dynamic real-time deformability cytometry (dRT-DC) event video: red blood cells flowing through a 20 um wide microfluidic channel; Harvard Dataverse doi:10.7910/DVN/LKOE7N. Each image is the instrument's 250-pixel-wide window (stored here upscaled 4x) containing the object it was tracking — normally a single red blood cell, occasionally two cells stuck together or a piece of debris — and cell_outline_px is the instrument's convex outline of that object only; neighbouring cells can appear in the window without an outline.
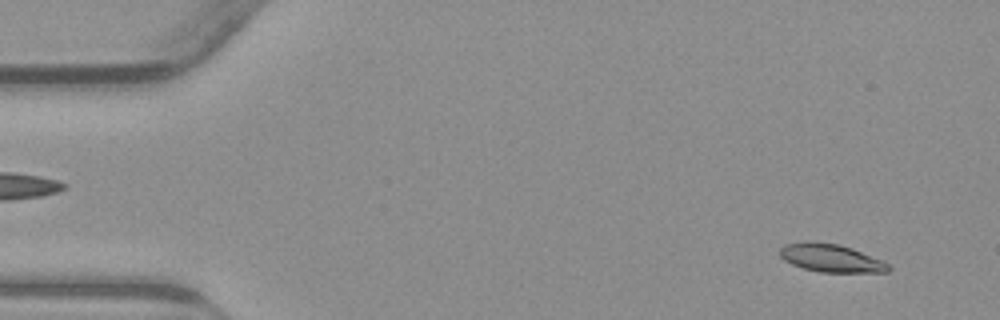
{"species": "common noctule bat (a hibernating species)", "species_latin": "Nyctalus noctula", "temperature_condition": "warm", "stored_images_in_passage": 54, "camera_frame_rate_fps": 3000, "um_per_image_px": 0.085, "animal": {"sex": "male", "body_mass_g": 23.1, "forearm_length_mm": 52.7}, "frame": {"image": 1, "passage_image": 4, "time_ms": 1.0, "image_size_px": [1000, 320], "cell_outline_px": [[892, 268], [888, 272], [820, 272], [804, 268], [792, 264], [784, 260], [780, 256], [780, 248], [784, 244], [804, 240], [808, 240], [840, 244], [852, 248], [884, 260]], "centroid_in_image_um": [70.63, 21.91], "position_along_channel_um": 14.4, "area_um2": 18.03}}
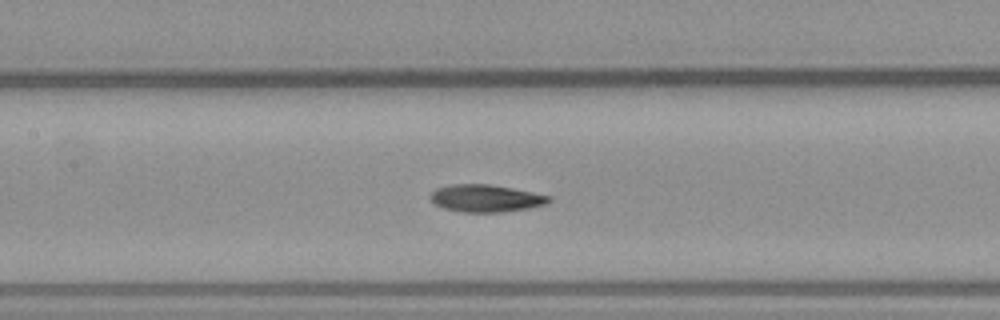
{"frame": {"image": 2, "passage_image": 25, "time_ms": 8.0, "image_size_px": [1000, 320], "cell_outline_px": [[552, 200], [548, 204], [528, 208], [504, 212], [464, 212], [444, 208], [436, 204], [428, 196], [436, 188], [452, 184], [492, 184], [552, 196]], "centroid_in_image_um": [41.33, 16.85], "position_along_channel_um": 166.1, "area_um2": 18.96}}
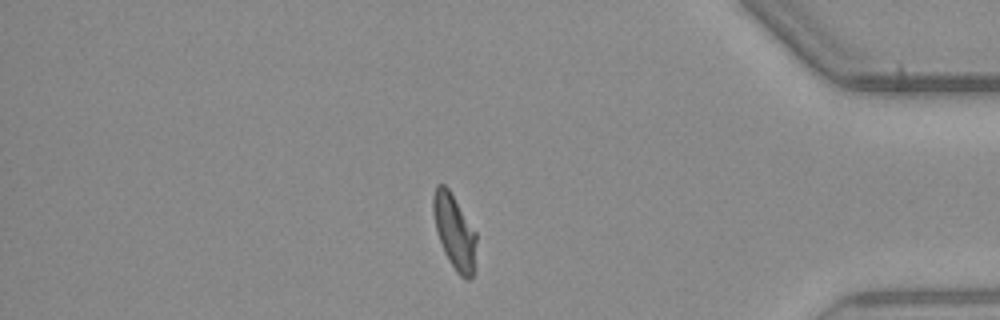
{"frame": {"image": 3, "passage_image": 46, "time_ms": 15.0, "image_size_px": [1000, 320], "cell_outline_px": [[476, 240], [472, 276], [468, 280], [464, 280], [456, 272], [448, 260], [444, 252], [436, 228], [432, 212], [432, 196], [436, 184], [444, 184], [448, 188], [476, 232]], "centroid_in_image_um": [38.6, 19.68], "position_along_channel_um": 396.6, "area_um2": 18.55}, "authors_computed_cell_mechanics": {"area_um2": 18.6694, "velocity_mm_per_s": 3.8051, "shape_relaxation_time_tau1_ms": 4.9854, "shape_relaxation_time_tau2_ms": 2.3839, "deformation_change_tau1": 0.1663, "deformation_change_tau2": 0.079}}